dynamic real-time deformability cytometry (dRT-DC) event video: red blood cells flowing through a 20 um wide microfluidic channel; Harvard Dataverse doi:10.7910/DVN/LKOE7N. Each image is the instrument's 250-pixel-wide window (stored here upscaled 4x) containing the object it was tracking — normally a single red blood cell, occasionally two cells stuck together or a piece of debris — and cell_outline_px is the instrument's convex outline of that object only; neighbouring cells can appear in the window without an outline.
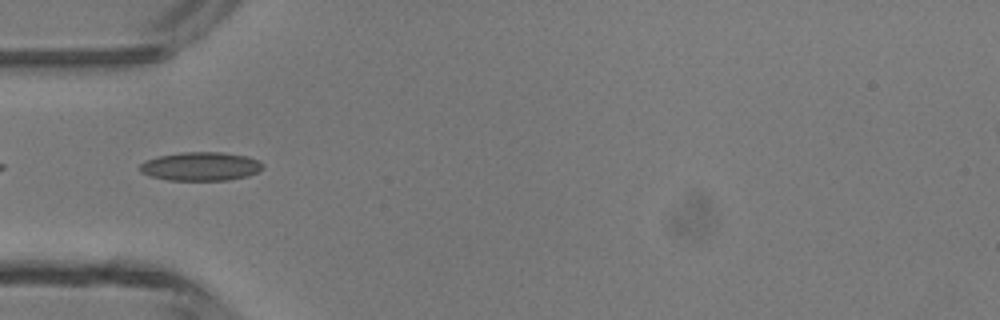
{"species": "common noctule bat (a hibernating species)", "species_latin": "Nyctalus noctula", "temperature_condition": "room temperature", "stored_images_in_passage": 47, "camera_frame_rate_fps": 3000, "um_per_image_px": 0.085, "animal": {"sex": "male", "body_mass_g": 13.3}, "frame": {"image": 1, "passage_image": 15, "time_ms": 4.667, "image_size_px": [1000, 320], "cell_outline_px": [[264, 168], [248, 176], [228, 180], [168, 180], [152, 176], [140, 172], [140, 164], [144, 160], [156, 156], [180, 152], [220, 152], [248, 156], [264, 164]], "centroid_in_image_um": [17.04, 14.13], "position_along_channel_um": 68.0, "area_um2": 20.63}}
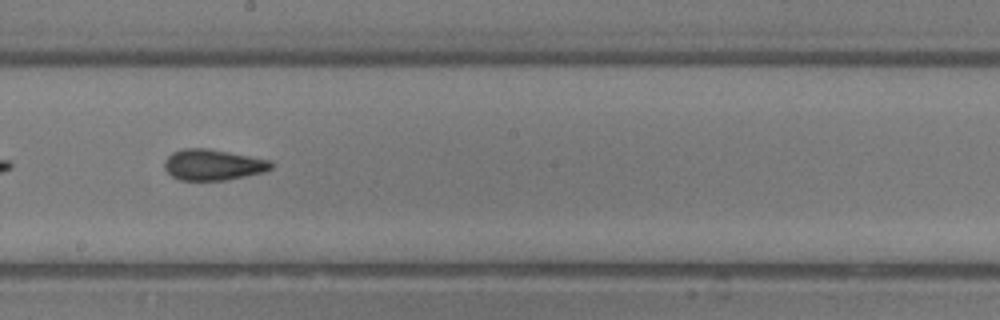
{"frame": {"image": 2, "passage_image": 26, "time_ms": 8.333, "image_size_px": [1000, 320], "cell_outline_px": [[272, 168], [264, 172], [224, 180], [180, 180], [172, 176], [164, 168], [164, 160], [172, 152], [184, 148], [208, 148], [272, 160]], "centroid_in_image_um": [18.1, 13.99], "position_along_channel_um": 230.1, "area_um2": 19.25}}
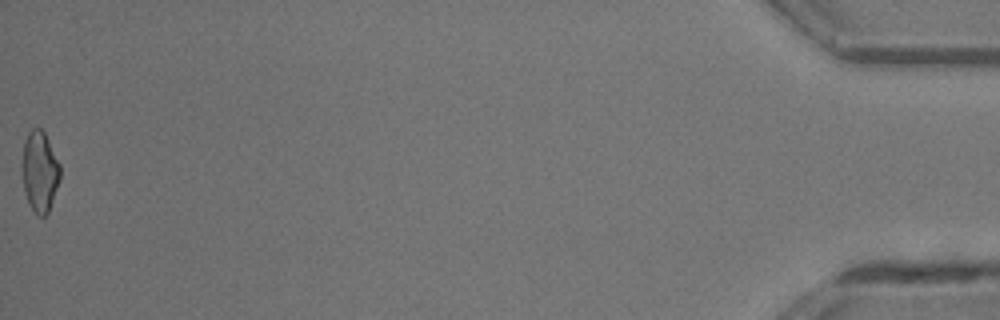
{"frame": {"image": 3, "passage_image": 47, "time_ms": 15.333, "image_size_px": [1000, 320], "cell_outline_px": [[60, 180], [48, 212], [44, 216], [36, 216], [28, 204], [24, 192], [20, 168], [20, 164], [24, 140], [28, 132], [32, 128], [40, 128], [44, 132], [60, 164]], "centroid_in_image_um": [3.34, 14.59], "position_along_channel_um": 431.9, "area_um2": 18.38}, "authors_computed_cell_mechanics": {"area_um2": 19.2474, "velocity_mm_per_s": 4.398, "shape_relaxation_time_tau1_ms": 8.7812, "shape_relaxation_time_tau2_ms": 1.8624, "deformation_change_tau1": 0.1763, "deformation_change_tau2": 0.1003}}